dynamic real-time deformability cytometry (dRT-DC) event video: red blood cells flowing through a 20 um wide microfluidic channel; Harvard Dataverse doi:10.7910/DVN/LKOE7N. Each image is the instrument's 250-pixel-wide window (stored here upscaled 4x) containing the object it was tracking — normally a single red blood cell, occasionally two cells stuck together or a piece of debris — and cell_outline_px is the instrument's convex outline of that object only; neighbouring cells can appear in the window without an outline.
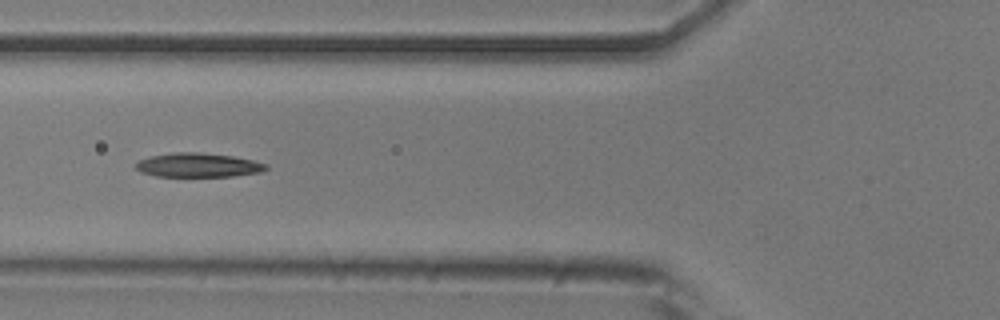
{"species": "common noctule bat (a hibernating species)", "species_latin": "Nyctalus noctula", "temperature_condition": "room temperature", "stored_images_in_passage": 39, "camera_frame_rate_fps": 3000, "um_per_image_px": 0.085, "animal": {"sex": "male", "body_mass_g": 20.5, "forearm_length_mm": 52.5}, "frame": {"image": 1, "passage_image": 6, "time_ms": 1.667, "image_size_px": [1000, 320], "cell_outline_px": [[268, 168], [260, 172], [232, 176], [156, 176], [140, 172], [136, 168], [136, 164], [140, 160], [152, 156], [176, 152], [200, 152], [232, 156], [252, 160], [268, 164]], "centroid_in_image_um": [16.86, 14.03], "position_along_channel_um": 108.9, "area_um2": 18.09}}
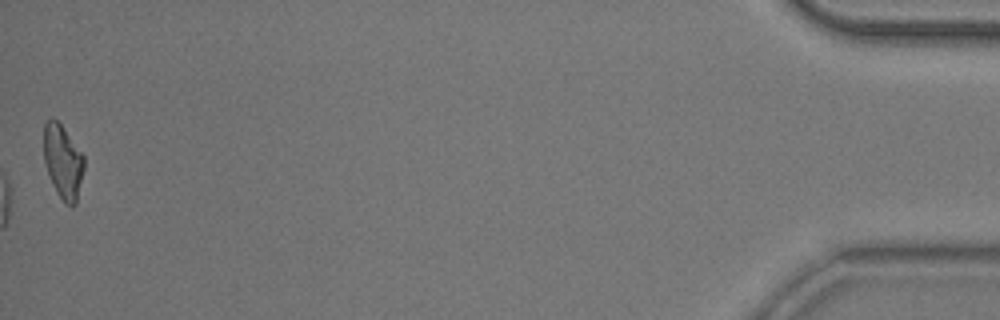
{"frame": {"image": 2, "passage_image": 39, "time_ms": 12.667, "image_size_px": [1000, 320], "cell_outline_px": [[84, 168], [76, 204], [72, 208], [64, 204], [56, 192], [52, 184], [44, 164], [44, 124], [52, 116], [60, 124], [84, 156]], "centroid_in_image_um": [5.34, 13.79], "position_along_channel_um": 429.9, "area_um2": 17.4}, "authors_computed_cell_mechanics": {"area_um2": 18.1492, "velocity_mm_per_s": 3.8011, "shape_relaxation_time_tau1_ms": 9.6013, "shape_relaxation_time_tau2_ms": 5.1398, "deformation_change_tau1": 0.2503, "deformation_change_tau2": 0.1396}}